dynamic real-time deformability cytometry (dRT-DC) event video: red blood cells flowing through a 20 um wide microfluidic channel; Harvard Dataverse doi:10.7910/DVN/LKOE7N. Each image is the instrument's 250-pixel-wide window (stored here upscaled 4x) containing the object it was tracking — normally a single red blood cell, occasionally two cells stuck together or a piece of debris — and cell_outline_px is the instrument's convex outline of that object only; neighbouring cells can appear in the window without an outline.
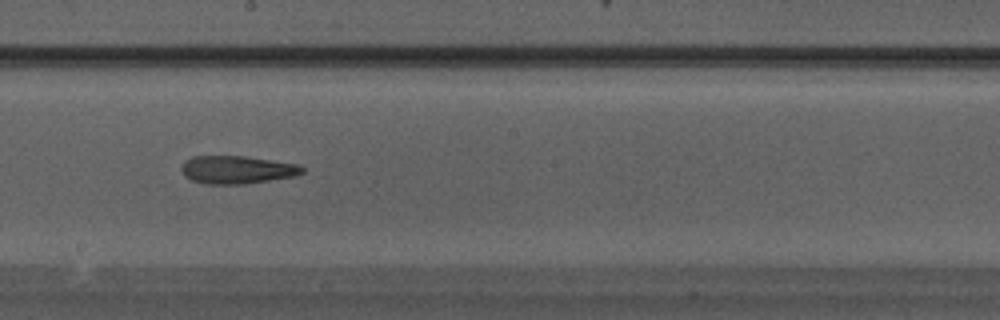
{"species": "Egyptian fruit bat (a non-hibernating species)", "species_latin": "Rousettus aegyptiacus", "temperature_condition": "warm", "stored_images_in_passage": 25, "camera_frame_rate_fps": 3000, "um_per_image_px": 0.085, "animal": {"sex": "male"}, "frame": {"image": 1, "passage_image": 11, "time_ms": 3.333, "image_size_px": [1000, 320], "cell_outline_px": [[304, 172], [292, 176], [244, 184], [204, 184], [192, 180], [184, 176], [180, 168], [184, 160], [192, 156], [244, 156], [300, 164], [304, 168]], "centroid_in_image_um": [20.1, 14.42], "position_along_channel_um": 228.1, "area_um2": 19.71}}
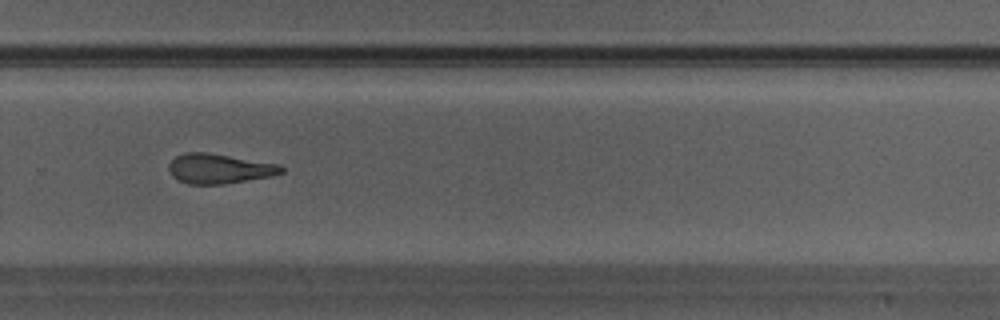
{"frame": {"image": 2, "passage_image": 15, "time_ms": 4.667, "image_size_px": [1000, 320], "cell_outline_px": [[284, 172], [272, 176], [224, 184], [188, 184], [172, 176], [168, 168], [168, 164], [176, 156], [184, 152], [208, 152], [276, 164], [284, 168]], "centroid_in_image_um": [18.6, 14.33], "position_along_channel_um": 311.2, "area_um2": 19.42}}